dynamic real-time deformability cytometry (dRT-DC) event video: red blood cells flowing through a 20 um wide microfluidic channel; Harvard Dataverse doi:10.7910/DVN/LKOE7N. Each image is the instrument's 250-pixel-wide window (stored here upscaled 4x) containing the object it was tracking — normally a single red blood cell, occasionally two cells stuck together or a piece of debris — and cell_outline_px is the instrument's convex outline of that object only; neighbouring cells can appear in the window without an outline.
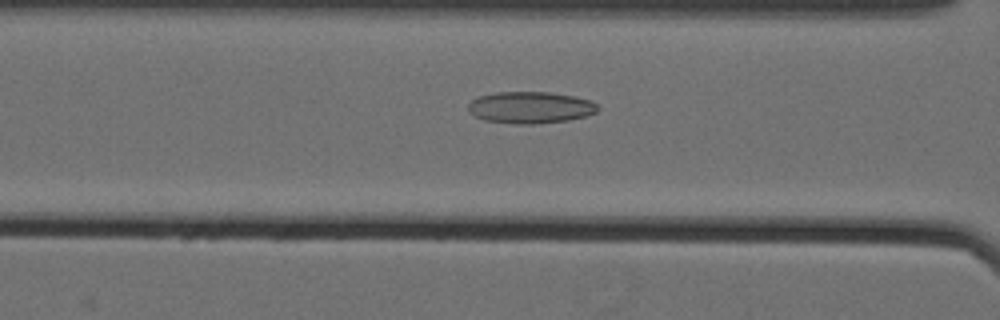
{"species": "Egyptian fruit bat (a non-hibernating species)", "species_latin": "Rousettus aegyptiacus", "temperature_condition": "cold", "stored_images_in_passage": 53, "camera_frame_rate_fps": 3000, "um_per_image_px": 0.085, "animal": {"sex": "female"}, "frame": {"image": 1, "passage_image": 21, "time_ms": 6.667, "image_size_px": [1000, 320], "cell_outline_px": [[600, 108], [596, 112], [584, 116], [568, 120], [532, 124], [516, 124], [484, 120], [468, 112], [468, 104], [472, 100], [480, 96], [496, 92], [548, 92], [572, 96], [588, 100], [596, 104]], "centroid_in_image_um": [45.05, 9.14], "position_along_channel_um": 121.6, "area_um2": 23.76}}
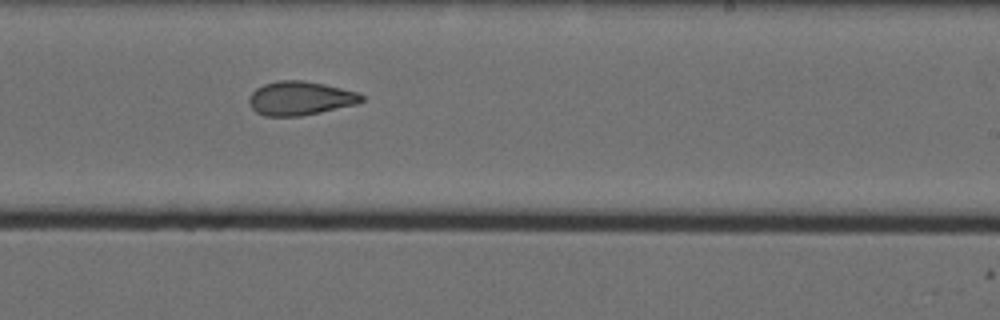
{"frame": {"image": 2, "passage_image": 33, "time_ms": 10.667, "image_size_px": [1000, 320], "cell_outline_px": [[364, 100], [356, 104], [320, 112], [300, 116], [264, 116], [256, 112], [252, 108], [248, 100], [252, 92], [256, 88], [264, 84], [276, 80], [304, 80], [324, 84], [356, 92], [364, 96]], "centroid_in_image_um": [25.49, 8.35], "position_along_channel_um": 263.5, "area_um2": 22.14}}
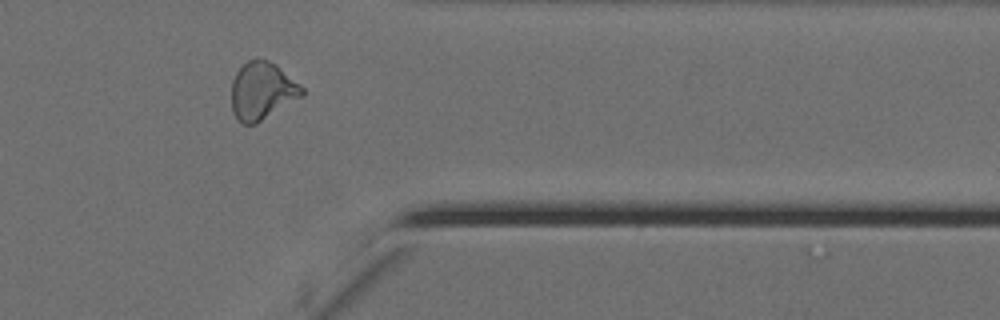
{"frame": {"image": 3, "passage_image": 44, "time_ms": 14.333, "image_size_px": [1000, 320], "cell_outline_px": [[304, 96], [256, 124], [244, 124], [236, 120], [232, 112], [232, 80], [236, 72], [248, 60], [268, 60], [276, 64], [300, 84], [304, 88]], "centroid_in_image_um": [22.29, 7.75], "position_along_channel_um": 389.1, "area_um2": 23.81}, "authors_computed_cell_mechanics": {"area_um2": 23.2356, "velocity_mm_per_s": 3.5494, "shape_relaxation_time_tau1_ms": null, "shape_relaxation_time_tau2_ms": 2.0927, "deformation_change_tau1": null, "deformation_change_tau2": 0.0896}}